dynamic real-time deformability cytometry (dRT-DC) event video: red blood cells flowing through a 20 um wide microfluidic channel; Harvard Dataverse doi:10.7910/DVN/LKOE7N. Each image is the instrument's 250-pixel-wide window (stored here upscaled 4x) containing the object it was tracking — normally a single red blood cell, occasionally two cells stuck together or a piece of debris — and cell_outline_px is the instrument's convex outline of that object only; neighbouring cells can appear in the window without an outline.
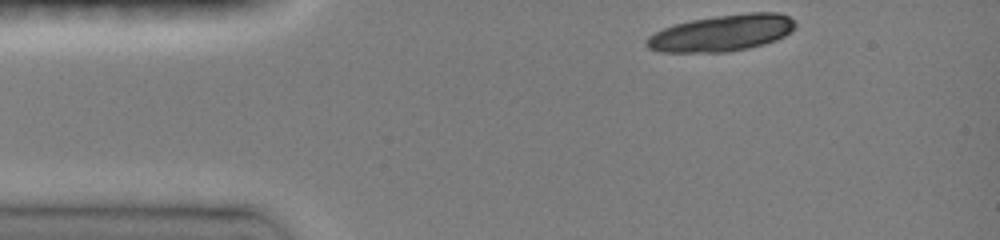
{"species": "common noctule bat (a hibernating species)", "species_latin": "Nyctalus noctula", "temperature_condition": "room temperature", "stored_images_in_passage": 65, "camera_frame_rate_fps": 3000, "um_per_image_px": 0.085, "animal": {"sex": "female", "body_mass_g": 19.0, "forearm_length_mm": 51.5}, "frame": {"image": 1, "passage_image": 1, "time_ms": 0.0, "image_size_px": [1000, 240], "cell_outline_px": [[796, 24], [784, 36], [776, 40], [764, 44], [748, 48], [728, 52], [660, 52], [648, 48], [644, 44], [644, 40], [648, 36], [664, 28], [676, 24], [692, 20], [716, 16], [748, 12], [780, 12], [788, 16]], "centroid_in_image_um": [61.33, 2.81], "position_along_channel_um": 23.7, "area_um2": 31.5}}
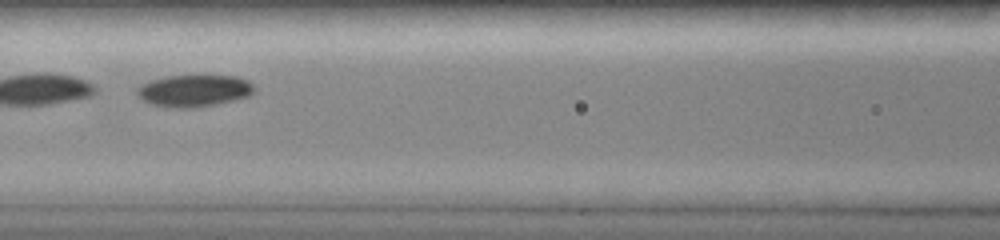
{"frame": {"image": 2, "passage_image": 24, "time_ms": 4.667, "image_size_px": [1000, 240], "cell_outline_px": [[256, 88], [248, 96], [216, 104], [196, 108], [172, 108], [152, 104], [144, 100], [136, 92], [136, 88], [140, 84], [152, 80], [168, 76], [236, 76], [248, 80]], "centroid_in_image_um": [16.49, 7.71], "position_along_channel_um": 150.1, "area_um2": 21.68}}
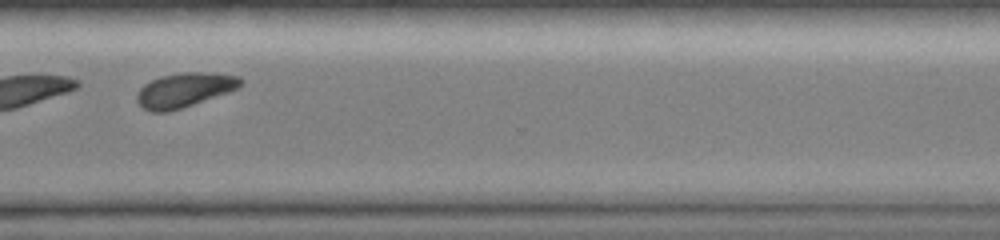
{"frame": {"image": 3, "passage_image": 50, "time_ms": 9.667, "image_size_px": [1000, 240], "cell_outline_px": [[244, 80], [236, 88], [228, 92], [168, 112], [152, 112], [144, 108], [136, 100], [136, 96], [140, 88], [144, 84], [160, 76], [180, 72], [212, 72], [240, 76]], "centroid_in_image_um": [15.67, 7.63], "position_along_channel_um": 354.9, "area_um2": 20.63}, "authors_computed_cell_mechanics": {"area_um2": 21.7906, "velocity_mm_per_s": 4.0902, "shape_relaxation_time_tau1_ms": 2.0596, "shape_relaxation_time_tau2_ms": null, "deformation_change_tau1": 0.1042, "deformation_change_tau2": null}}